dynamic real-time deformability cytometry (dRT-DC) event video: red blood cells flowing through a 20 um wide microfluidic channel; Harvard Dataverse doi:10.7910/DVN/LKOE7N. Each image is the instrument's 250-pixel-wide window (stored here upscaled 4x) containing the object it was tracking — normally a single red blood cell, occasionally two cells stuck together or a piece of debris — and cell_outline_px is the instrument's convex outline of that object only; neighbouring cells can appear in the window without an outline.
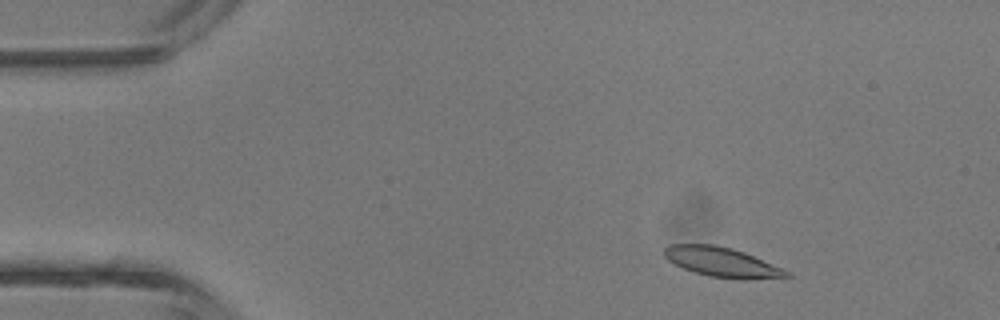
{"species": "common noctule bat (a hibernating species)", "species_latin": "Nyctalus noctula", "temperature_condition": "room temperature", "stored_images_in_passage": 3, "camera_frame_rate_fps": 3000, "um_per_image_px": 0.085, "animal": {"sex": "male", "body_mass_g": 13.3}, "frame": {"image": 1, "passage_image": 2, "time_ms": 1.0, "image_size_px": [1000, 320], "cell_outline_px": [[792, 276], [708, 276], [692, 272], [668, 260], [664, 256], [664, 248], [668, 244], [712, 244], [732, 248], [744, 252], [784, 268], [792, 272]], "centroid_in_image_um": [61.26, 22.21], "position_along_channel_um": 23.7, "area_um2": 20.11}}